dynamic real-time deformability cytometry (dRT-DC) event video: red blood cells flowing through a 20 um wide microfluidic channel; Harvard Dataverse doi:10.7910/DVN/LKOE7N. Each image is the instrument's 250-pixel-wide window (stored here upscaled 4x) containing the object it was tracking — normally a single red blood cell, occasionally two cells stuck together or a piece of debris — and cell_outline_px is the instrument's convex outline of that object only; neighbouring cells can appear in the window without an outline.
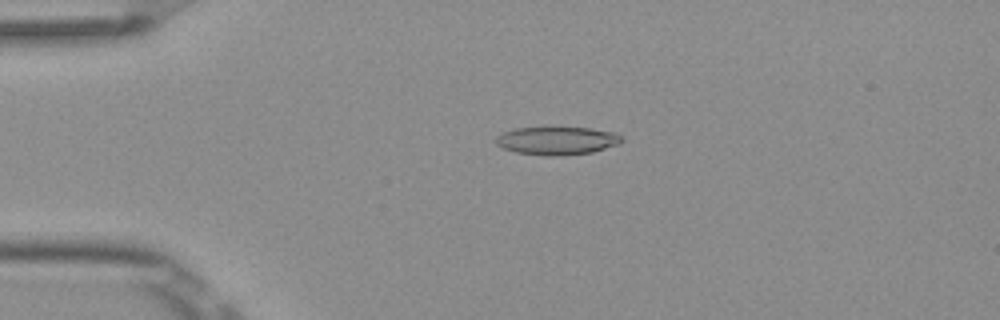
{"species": "Egyptian fruit bat (a non-hibernating species)", "species_latin": "Rousettus aegyptiacus", "temperature_condition": "room temperature", "stored_images_in_passage": 5, "camera_frame_rate_fps": 3000, "um_per_image_px": 0.085, "frame": {"image": 1, "passage_image": 4, "time_ms": 1.0, "image_size_px": [1000, 320], "cell_outline_px": [[624, 140], [620, 144], [592, 152], [560, 156], [544, 156], [516, 152], [504, 148], [496, 144], [496, 136], [504, 132], [516, 128], [588, 128], [612, 132], [620, 136]], "centroid_in_image_um": [47.35, 11.97], "position_along_channel_um": 37.7, "area_um2": 20.4}}